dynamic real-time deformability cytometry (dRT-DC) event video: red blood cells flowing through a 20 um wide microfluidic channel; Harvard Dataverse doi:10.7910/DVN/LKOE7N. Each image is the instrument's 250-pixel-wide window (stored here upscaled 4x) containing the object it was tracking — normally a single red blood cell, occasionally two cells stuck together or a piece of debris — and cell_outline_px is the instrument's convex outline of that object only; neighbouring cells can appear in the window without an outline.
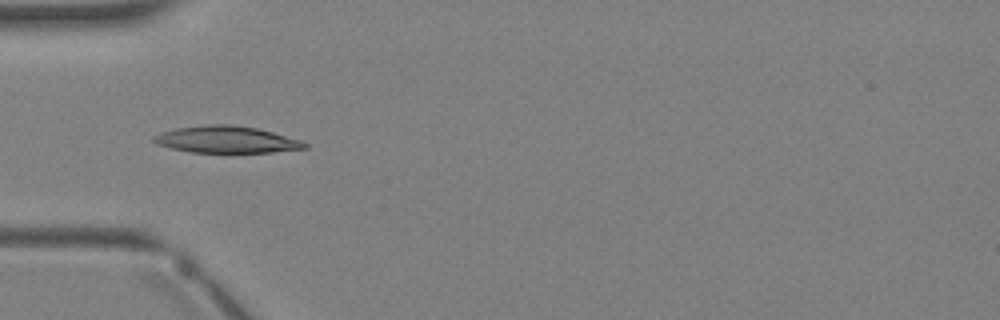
{"species": "Egyptian fruit bat (a non-hibernating species)", "species_latin": "Rousettus aegyptiacus", "temperature_condition": "warm", "stored_images_in_passage": 2, "camera_frame_rate_fps": 3000, "um_per_image_px": 0.085, "animal": {"sex": "female"}, "frame": {"image": 1, "passage_image": 2, "time_ms": 2.0, "image_size_px": [1000, 320], "cell_outline_px": [[308, 148], [272, 152], [192, 152], [172, 148], [156, 144], [152, 140], [152, 136], [176, 128], [204, 124], [232, 124], [256, 128], [272, 132], [300, 140], [308, 144]], "centroid_in_image_um": [19.24, 11.85], "position_along_channel_um": 65.8, "area_um2": 23.47}}